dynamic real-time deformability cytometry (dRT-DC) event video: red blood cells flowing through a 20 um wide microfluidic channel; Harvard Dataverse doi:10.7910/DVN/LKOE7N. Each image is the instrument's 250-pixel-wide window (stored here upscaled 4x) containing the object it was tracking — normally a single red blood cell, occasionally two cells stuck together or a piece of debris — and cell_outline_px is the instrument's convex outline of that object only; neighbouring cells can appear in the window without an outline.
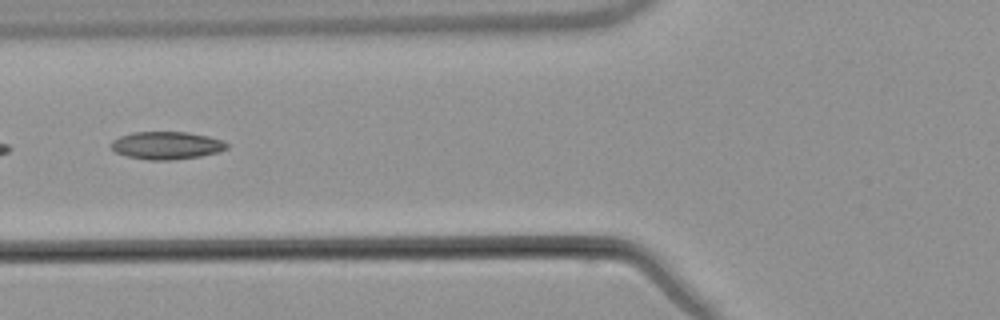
{"species": "common noctule bat (a hibernating species)", "species_latin": "Nyctalus noctula", "temperature_condition": "warm", "stored_images_in_passage": 7, "camera_frame_rate_fps": 3000, "um_per_image_px": 0.085, "animal": {"sex": "male", "body_mass_g": 21.5, "forearm_length_mm": 52.0}, "frame": {"image": 1, "passage_image": 7, "time_ms": 7.0, "image_size_px": [1000, 320], "cell_outline_px": [[228, 148], [220, 152], [200, 156], [172, 160], [148, 160], [128, 156], [116, 152], [112, 148], [112, 140], [120, 136], [132, 132], [188, 132], [208, 136], [224, 140], [228, 144]], "centroid_in_image_um": [14.2, 12.36], "position_along_channel_um": 111.6, "area_um2": 18.73}}